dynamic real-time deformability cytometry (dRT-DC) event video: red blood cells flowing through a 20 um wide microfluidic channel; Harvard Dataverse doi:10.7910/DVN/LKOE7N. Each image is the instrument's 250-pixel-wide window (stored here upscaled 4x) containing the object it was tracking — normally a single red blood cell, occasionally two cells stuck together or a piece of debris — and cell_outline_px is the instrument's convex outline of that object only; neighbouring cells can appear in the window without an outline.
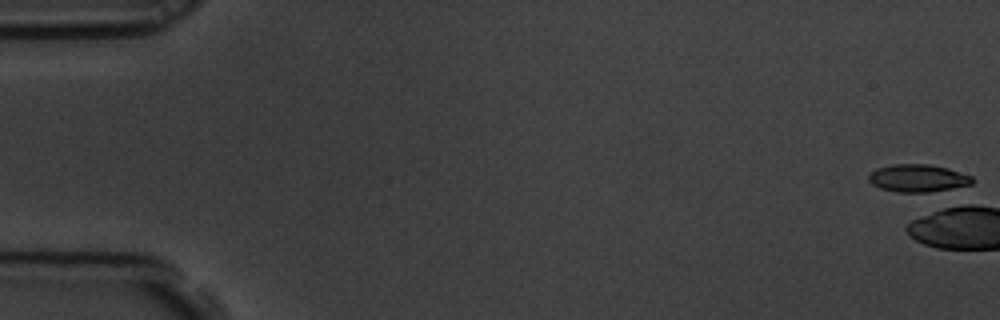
{"species": "common noctule bat (a hibernating species)", "species_latin": "Nyctalus noctula", "temperature_condition": "room temperature", "stored_images_in_passage": 1, "camera_frame_rate_fps": 3000, "um_per_image_px": 0.085, "animal": {"sex": "male", "body_mass_g": 19.5, "forearm_length_mm": 54.6}, "frame": {"image": 1, "passage_image": 1, "time_ms": 0.0, "image_size_px": [1000, 320], "cell_outline_px": [[976, 180], [972, 184], [964, 188], [944, 192], [896, 192], [880, 188], [872, 184], [868, 180], [868, 176], [876, 168], [892, 164], [928, 164], [948, 168], [972, 176]], "centroid_in_image_um": [78.12, 15.17], "position_along_channel_um": 6.9, "area_um2": 17.28}}